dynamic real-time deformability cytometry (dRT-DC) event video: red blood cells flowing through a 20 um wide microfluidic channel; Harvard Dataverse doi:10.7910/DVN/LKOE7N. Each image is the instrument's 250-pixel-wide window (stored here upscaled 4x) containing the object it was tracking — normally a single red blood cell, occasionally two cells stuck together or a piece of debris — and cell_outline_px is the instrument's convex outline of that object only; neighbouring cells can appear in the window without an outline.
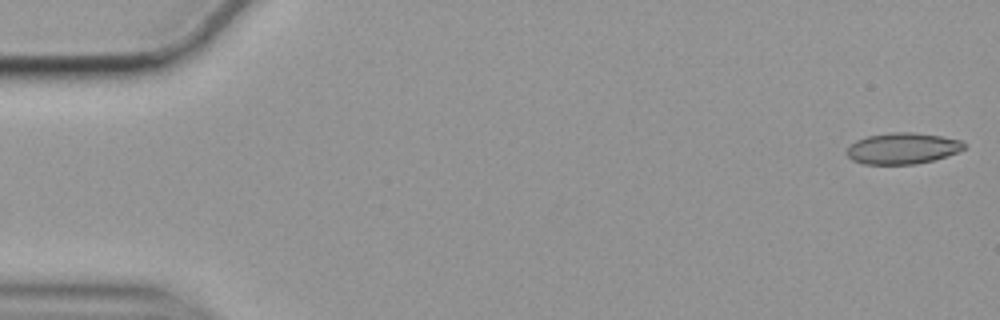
{"species": "common noctule bat (a hibernating species)", "species_latin": "Nyctalus noctula", "temperature_condition": "cold", "stored_images_in_passage": 56, "camera_frame_rate_fps": 3000, "um_per_image_px": 0.085, "animal": {"sex": "female", "body_mass_g": 19.9}, "frame": {"image": 1, "passage_image": 1, "time_ms": 0.0, "image_size_px": [1000, 320], "cell_outline_px": [[964, 148], [956, 152], [932, 160], [916, 164], [864, 164], [852, 160], [844, 152], [856, 140], [868, 136], [892, 132], [912, 132], [940, 136], [960, 140], [964, 144]], "centroid_in_image_um": [76.66, 12.61], "position_along_channel_um": 8.3, "area_um2": 21.04}}
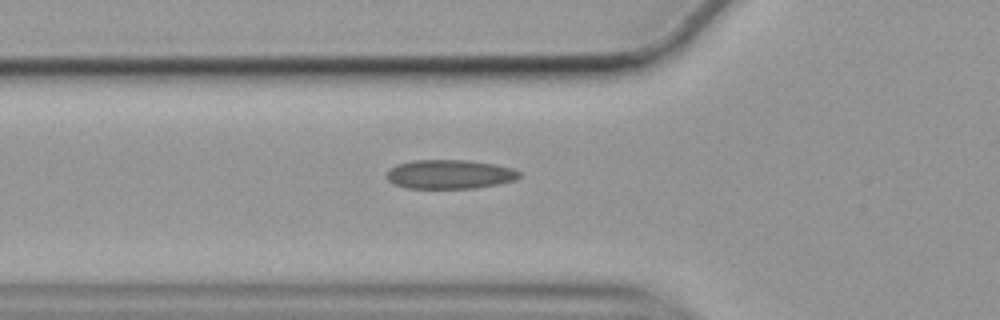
{"frame": {"image": 2, "passage_image": 19, "time_ms": 6.0, "image_size_px": [1000, 320], "cell_outline_px": [[520, 176], [516, 180], [476, 188], [404, 188], [392, 184], [388, 180], [388, 168], [396, 164], [412, 160], [468, 160], [496, 164], [512, 168], [520, 172]], "centroid_in_image_um": [38.2, 14.81], "position_along_channel_um": 87.6, "area_um2": 22.66}}
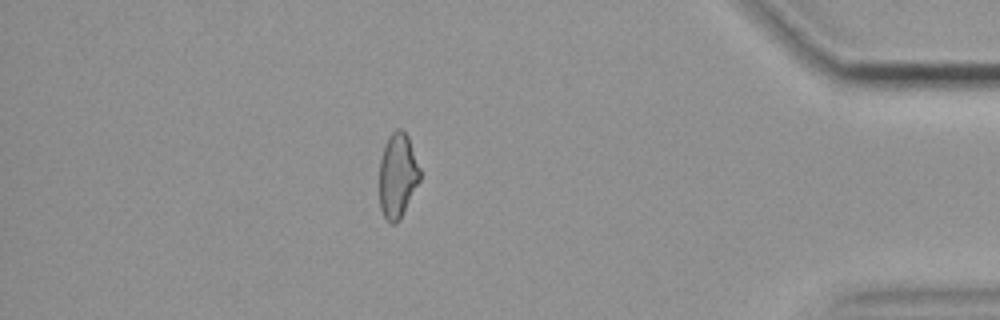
{"frame": {"image": 3, "passage_image": 49, "time_ms": 16.0, "image_size_px": [1000, 320], "cell_outline_px": [[420, 180], [400, 220], [396, 224], [392, 224], [384, 216], [380, 208], [380, 160], [384, 148], [392, 132], [396, 128], [400, 128], [408, 136], [420, 168]], "centroid_in_image_um": [33.81, 14.94], "position_along_channel_um": 401.4, "area_um2": 19.83}, "authors_computed_cell_mechanics": {"area_um2": 21.6461, "velocity_mm_per_s": 3.5412, "shape_relaxation_time_tau1_ms": 11.0457, "shape_relaxation_time_tau2_ms": 3.5562, "deformation_change_tau1": 0.1698, "deformation_change_tau2": 0.1051}}